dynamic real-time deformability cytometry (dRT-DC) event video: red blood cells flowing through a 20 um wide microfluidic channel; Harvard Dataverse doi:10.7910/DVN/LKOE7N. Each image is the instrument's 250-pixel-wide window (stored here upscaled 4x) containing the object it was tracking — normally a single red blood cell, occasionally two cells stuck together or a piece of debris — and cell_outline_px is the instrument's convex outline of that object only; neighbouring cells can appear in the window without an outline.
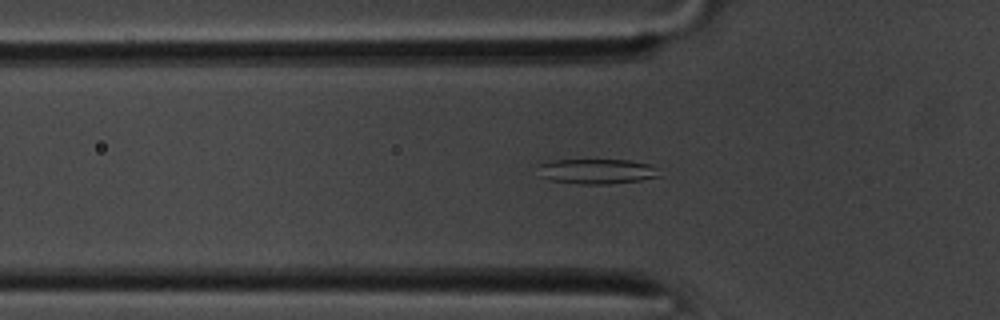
{"species": "common noctule bat (a hibernating species)", "species_latin": "Nyctalus noctula", "temperature_condition": "room temperature", "stored_images_in_passage": 40, "camera_frame_rate_fps": 3000, "um_per_image_px": 0.085, "animal": {"sex": "male", "body_mass_g": 20.1, "forearm_length_mm": 53.5}, "frame": {"image": 1, "passage_image": 17, "time_ms": 5.333, "image_size_px": [1000, 320], "cell_outline_px": [[660, 176], [640, 180], [608, 184], [580, 184], [552, 180], [540, 176], [536, 164], [552, 160], [628, 160], [648, 164], [656, 168]], "centroid_in_image_um": [50.67, 14.56], "position_along_channel_um": 75.1, "area_um2": 17.63}}
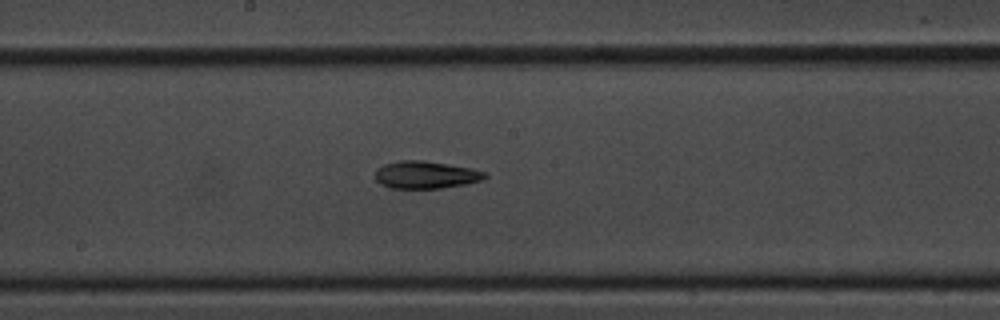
{"frame": {"image": 2, "passage_image": 28, "time_ms": 9.0, "image_size_px": [1000, 320], "cell_outline_px": [[488, 176], [484, 180], [464, 184], [440, 188], [392, 188], [380, 184], [376, 180], [376, 168], [384, 164], [400, 160], [424, 160], [472, 168], [484, 172]], "centroid_in_image_um": [36.18, 14.85], "position_along_channel_um": 212.0, "area_um2": 17.57}}
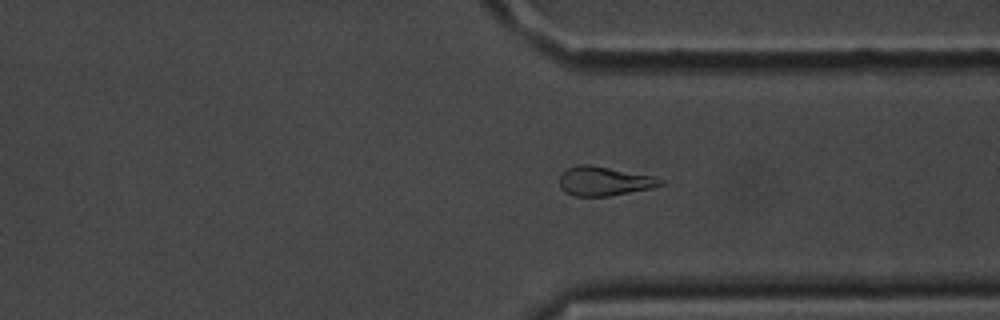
{"frame": {"image": 3, "passage_image": 40, "time_ms": 13.0, "image_size_px": [1000, 320], "cell_outline_px": [[664, 184], [652, 188], [608, 196], [576, 196], [564, 192], [560, 184], [560, 172], [568, 168], [580, 164], [588, 164], [652, 176], [664, 180]], "centroid_in_image_um": [51.33, 15.4], "position_along_channel_um": 360.1, "area_um2": 16.99}}